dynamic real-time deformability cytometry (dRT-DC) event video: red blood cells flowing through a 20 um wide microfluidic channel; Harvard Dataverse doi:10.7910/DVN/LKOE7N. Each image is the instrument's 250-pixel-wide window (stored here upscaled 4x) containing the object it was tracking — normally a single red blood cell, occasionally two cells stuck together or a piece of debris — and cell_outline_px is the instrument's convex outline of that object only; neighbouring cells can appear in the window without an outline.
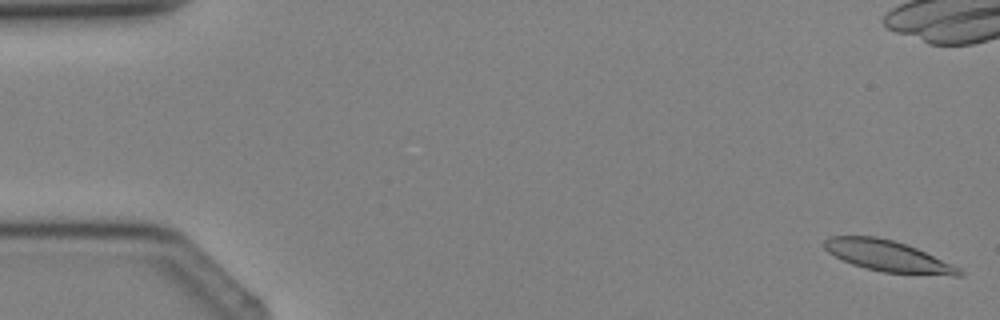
{"species": "Egyptian fruit bat (a non-hibernating species)", "species_latin": "Rousettus aegyptiacus", "temperature_condition": "cold", "stored_images_in_passage": 5, "camera_frame_rate_fps": 3000, "um_per_image_px": 0.085, "animal": {"sex": "female"}, "frame": {"image": 1, "passage_image": 1, "time_ms": 0.0, "image_size_px": [1000, 320], "cell_outline_px": [[964, 276], [952, 276], [880, 272], [852, 264], [828, 252], [824, 248], [824, 240], [828, 236], [876, 236], [892, 240], [916, 248], [952, 264], [960, 268], [964, 272]], "centroid_in_image_um": [75.49, 21.78], "position_along_channel_um": 9.5, "area_um2": 24.33}}
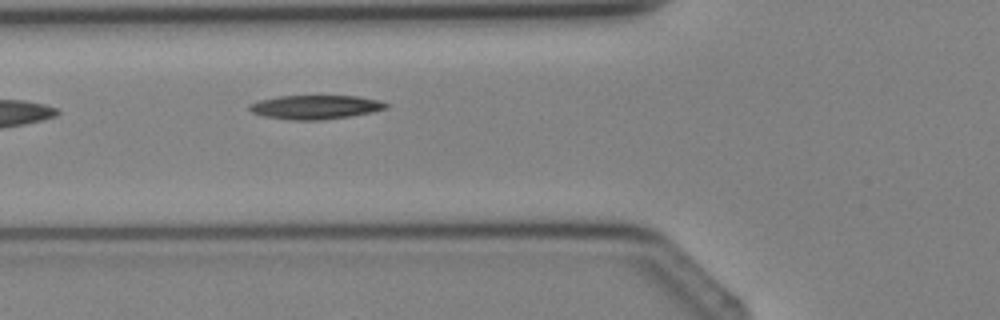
{"frame": {"image": 2, "passage_image": 5, "time_ms": 5.667, "image_size_px": [1000, 320], "cell_outline_px": [[388, 108], [372, 112], [324, 120], [292, 120], [264, 116], [252, 112], [248, 108], [248, 104], [260, 100], [280, 96], [356, 96], [380, 100], [388, 104]], "centroid_in_image_um": [26.81, 9.1], "position_along_channel_um": 99.0, "area_um2": 19.02}}